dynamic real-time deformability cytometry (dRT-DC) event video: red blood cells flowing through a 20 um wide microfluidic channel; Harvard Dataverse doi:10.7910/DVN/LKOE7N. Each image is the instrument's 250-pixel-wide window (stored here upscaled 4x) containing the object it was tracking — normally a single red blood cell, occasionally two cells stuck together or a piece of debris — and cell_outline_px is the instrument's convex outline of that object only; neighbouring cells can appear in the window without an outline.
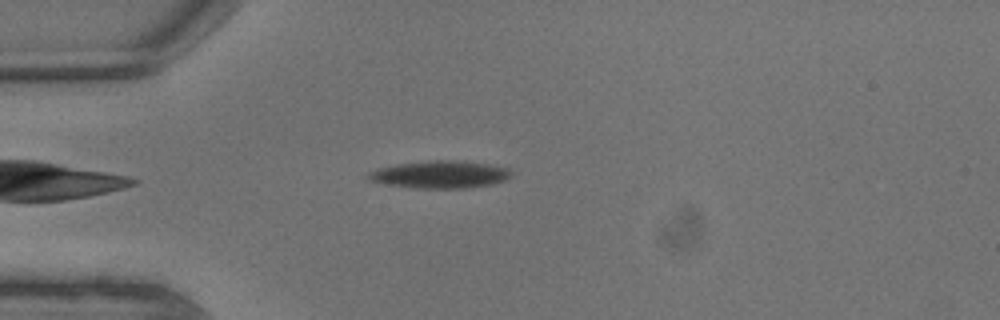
{"species": "common noctule bat (a hibernating species)", "species_latin": "Nyctalus noctula", "temperature_condition": "warm", "stored_images_in_passage": 3, "camera_frame_rate_fps": 3000, "um_per_image_px": 0.085, "animal": {"sex": "male", "body_mass_g": 13.3}, "frame": {"image": 1, "passage_image": 1, "time_ms": 0.0, "image_size_px": [1000, 320], "cell_outline_px": [[512, 172], [504, 180], [492, 184], [460, 188], [416, 188], [388, 184], [372, 180], [368, 176], [368, 172], [376, 168], [400, 164], [428, 160], [452, 160], [484, 164], [508, 168]], "centroid_in_image_um": [37.38, 14.83], "position_along_channel_um": 47.6, "area_um2": 22.25}}
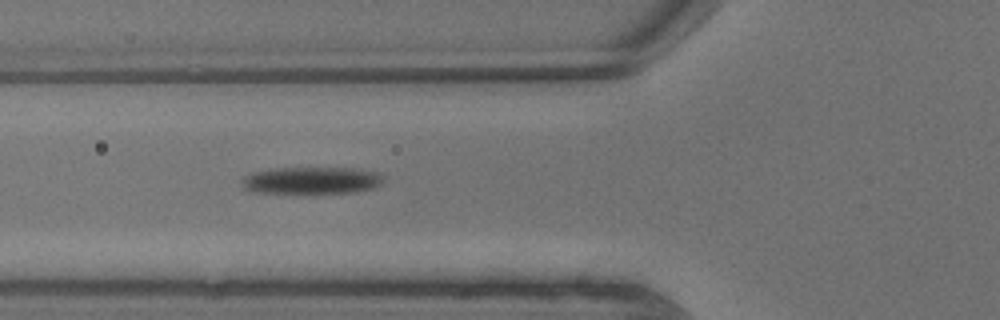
{"frame": {"image": 2, "passage_image": 3, "time_ms": 0.667, "image_size_px": [1000, 320], "cell_outline_px": [[384, 180], [376, 188], [356, 192], [256, 192], [244, 188], [244, 176], [252, 172], [276, 168], [352, 168], [380, 172], [384, 176]], "centroid_in_image_um": [26.58, 15.32], "position_along_channel_um": 99.2, "area_um2": 22.08}}